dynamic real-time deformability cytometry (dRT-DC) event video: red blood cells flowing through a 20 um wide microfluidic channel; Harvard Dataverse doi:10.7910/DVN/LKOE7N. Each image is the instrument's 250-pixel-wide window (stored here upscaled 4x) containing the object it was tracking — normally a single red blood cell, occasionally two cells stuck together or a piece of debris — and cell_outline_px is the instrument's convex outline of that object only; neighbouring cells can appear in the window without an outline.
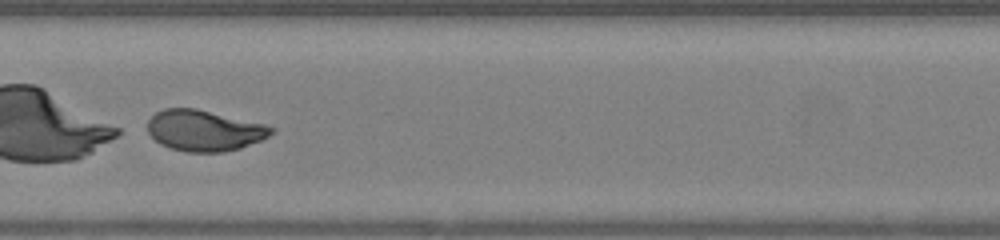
{"species": "human", "species_latin": "Homo sapiens", "temperature_condition": "warm", "stored_images_in_passage": 39, "camera_frame_rate_fps": 3000, "um_per_image_px": 0.085, "donor": {"sex": "female"}, "frame": {"image": 1, "passage_image": 24, "time_ms": 7.667, "image_size_px": [1000, 240], "cell_outline_px": [[276, 128], [268, 136], [260, 140], [240, 148], [224, 152], [188, 152], [168, 148], [160, 144], [148, 132], [148, 120], [156, 112], [164, 108], [196, 108], [264, 124]], "centroid_in_image_um": [17.34, 11.09], "position_along_channel_um": 190.1, "area_um2": 29.42}}
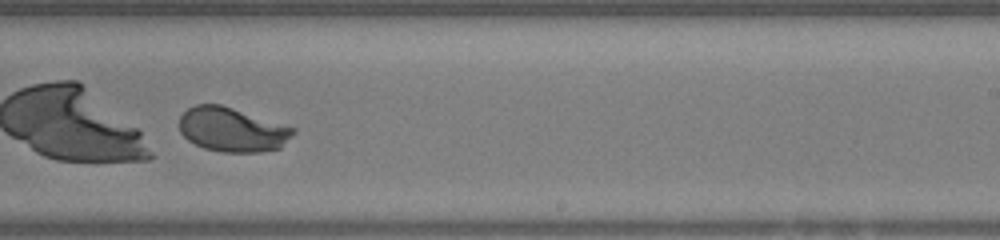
{"frame": {"image": 2, "passage_image": 30, "time_ms": 9.667, "image_size_px": [1000, 240], "cell_outline_px": [[296, 132], [280, 148], [260, 152], [220, 152], [204, 148], [188, 140], [180, 132], [180, 116], [188, 108], [196, 104], [220, 104], [296, 128]], "centroid_in_image_um": [19.74, 11.02], "position_along_channel_um": 269.3, "area_um2": 29.3}}